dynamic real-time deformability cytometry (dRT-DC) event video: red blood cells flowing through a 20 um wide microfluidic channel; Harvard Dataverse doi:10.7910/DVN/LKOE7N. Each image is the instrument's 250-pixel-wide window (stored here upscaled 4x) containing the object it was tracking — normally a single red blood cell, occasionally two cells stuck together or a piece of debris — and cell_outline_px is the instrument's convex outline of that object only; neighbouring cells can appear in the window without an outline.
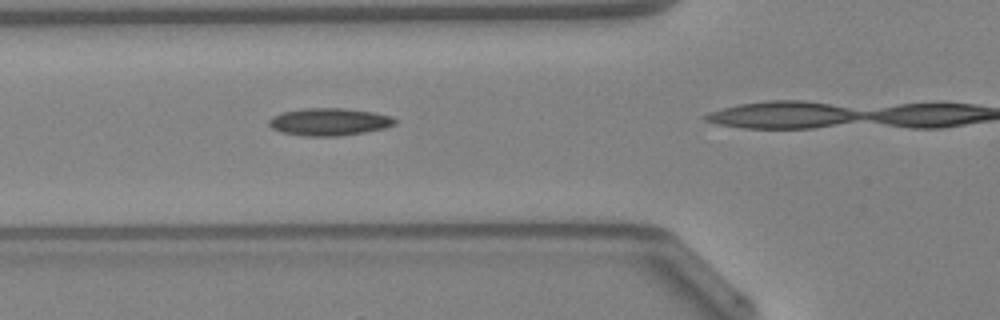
{"species": "Egyptian fruit bat (a non-hibernating species)", "species_latin": "Rousettus aegyptiacus", "temperature_condition": "warm", "stored_images_in_passage": 24, "camera_frame_rate_fps": 3000, "um_per_image_px": 0.085, "animal": {"sex": "female"}, "frame": {"image": 1, "passage_image": 4, "time_ms": 1.0, "image_size_px": [1000, 320], "cell_outline_px": [[396, 124], [384, 128], [364, 132], [340, 136], [304, 136], [280, 132], [272, 128], [268, 124], [268, 120], [272, 116], [284, 112], [304, 108], [344, 108], [372, 112], [392, 116], [396, 120]], "centroid_in_image_um": [27.97, 10.36], "position_along_channel_um": 97.8, "area_um2": 20.17}}